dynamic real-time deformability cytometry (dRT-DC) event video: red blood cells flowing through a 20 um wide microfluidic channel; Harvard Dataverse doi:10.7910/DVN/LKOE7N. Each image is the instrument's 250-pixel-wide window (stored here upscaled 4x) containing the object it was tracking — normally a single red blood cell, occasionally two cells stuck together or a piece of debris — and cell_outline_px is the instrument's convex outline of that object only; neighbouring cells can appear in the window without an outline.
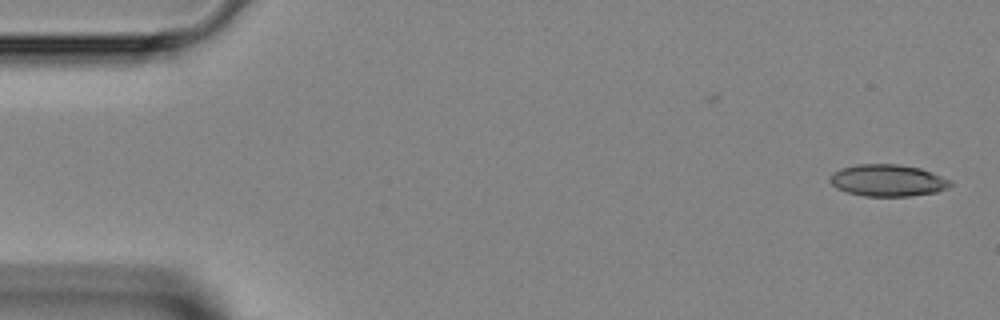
{"species": "Egyptian fruit bat (a non-hibernating species)", "species_latin": "Rousettus aegyptiacus", "temperature_condition": "room temperature", "stored_images_in_passage": 44, "camera_frame_rate_fps": 3000, "um_per_image_px": 0.085, "animal": {"sex": "female"}, "frame": {"image": 1, "passage_image": 1, "time_ms": 0.0, "image_size_px": [1000, 320], "cell_outline_px": [[952, 184], [948, 188], [936, 192], [908, 196], [864, 196], [848, 192], [836, 188], [828, 180], [828, 176], [832, 172], [840, 168], [856, 164], [896, 164], [920, 168], [932, 172], [952, 180]], "centroid_in_image_um": [75.43, 15.33], "position_along_channel_um": 9.6, "area_um2": 22.54}}
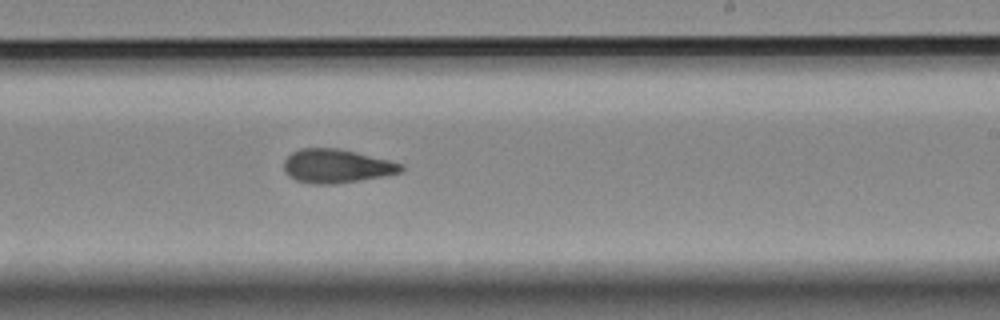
{"frame": {"image": 2, "passage_image": 26, "time_ms": 8.333, "image_size_px": [1000, 320], "cell_outline_px": [[404, 168], [400, 172], [380, 176], [332, 184], [316, 184], [296, 180], [288, 176], [284, 172], [284, 160], [292, 152], [300, 148], [340, 148], [404, 164]], "centroid_in_image_um": [28.56, 14.1], "position_along_channel_um": 260.4, "area_um2": 22.77}}
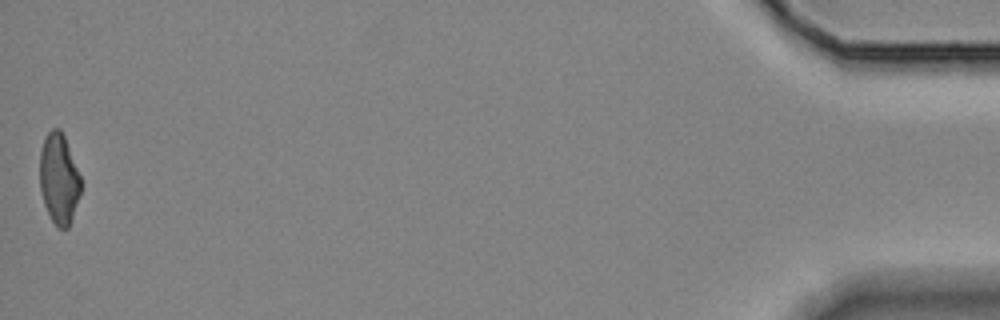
{"frame": {"image": 3, "passage_image": 44, "time_ms": 14.333, "image_size_px": [1000, 320], "cell_outline_px": [[80, 192], [68, 228], [60, 228], [52, 220], [44, 204], [40, 188], [40, 152], [44, 136], [52, 128], [60, 128], [64, 136], [80, 176]], "centroid_in_image_um": [4.98, 15.15], "position_along_channel_um": 430.2, "area_um2": 21.21}}